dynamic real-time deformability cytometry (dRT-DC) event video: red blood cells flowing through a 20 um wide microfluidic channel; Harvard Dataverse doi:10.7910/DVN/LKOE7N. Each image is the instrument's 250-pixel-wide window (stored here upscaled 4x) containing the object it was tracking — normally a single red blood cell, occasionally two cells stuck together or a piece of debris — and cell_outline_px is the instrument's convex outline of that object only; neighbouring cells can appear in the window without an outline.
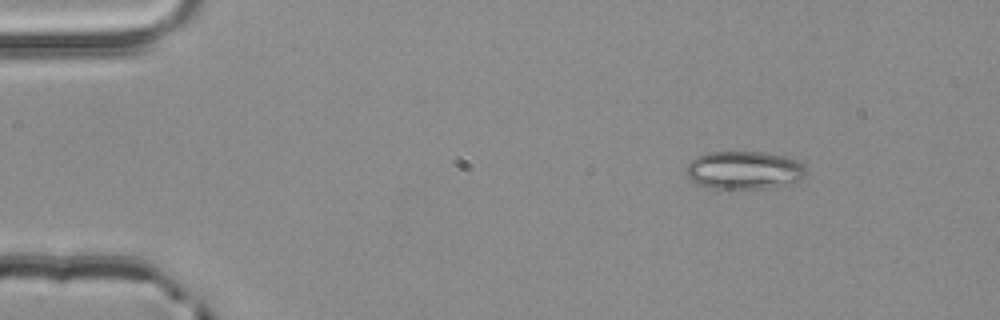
{"species": "common noctule bat (a hibernating species)", "species_latin": "Nyctalus noctula", "temperature_condition": "room temperature", "stored_images_in_passage": 3, "camera_frame_rate_fps": 3000, "um_per_image_px": 0.085, "animal": {"sex": "male", "body_mass_g": 20.4}, "frame": {"image": 1, "passage_image": 1, "time_ms": 0.0, "image_size_px": [1000, 320], "cell_outline_px": [[804, 176], [800, 180], [792, 184], [736, 192], [720, 192], [708, 188], [692, 180], [688, 176], [688, 164], [696, 156], [708, 152], [760, 152], [784, 156], [796, 160], [804, 168]], "centroid_in_image_um": [63.22, 14.53], "position_along_channel_um": 21.8, "area_um2": 27.22}}